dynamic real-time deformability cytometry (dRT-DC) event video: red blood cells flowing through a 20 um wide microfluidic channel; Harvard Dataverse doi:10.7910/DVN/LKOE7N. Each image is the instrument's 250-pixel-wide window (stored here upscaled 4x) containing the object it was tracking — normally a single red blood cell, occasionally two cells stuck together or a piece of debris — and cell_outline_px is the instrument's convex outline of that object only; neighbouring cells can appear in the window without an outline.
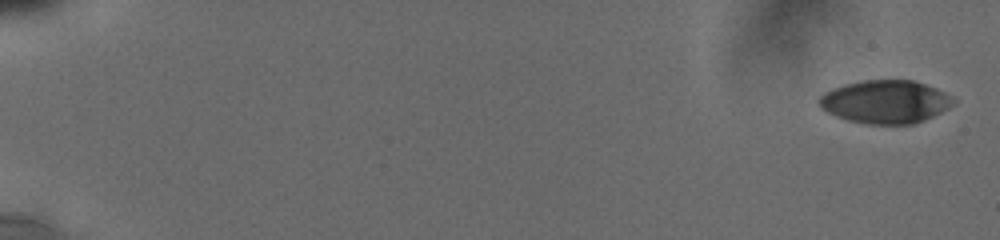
{"species": "human", "species_latin": "Homo sapiens", "temperature_condition": "cold", "stored_images_in_passage": 54, "camera_frame_rate_fps": 3000, "um_per_image_px": 0.085, "donor": {"sex": "male"}, "frame": {"image": 1, "passage_image": 1, "time_ms": 0.0, "image_size_px": [1000, 240], "cell_outline_px": [[956, 100], [948, 108], [924, 120], [912, 124], [864, 124], [848, 120], [836, 116], [820, 108], [820, 96], [832, 88], [844, 84], [864, 80], [912, 80], [936, 88], [952, 96]], "centroid_in_image_um": [75.25, 8.65], "position_along_channel_um": 9.7, "area_um2": 33.58}}
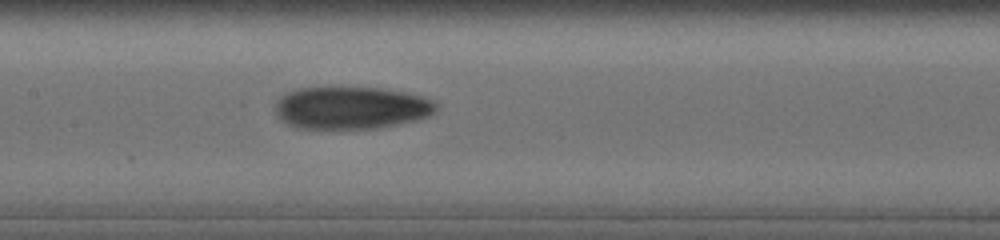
{"frame": {"image": 2, "passage_image": 29, "time_ms": 9.667, "image_size_px": [1000, 240], "cell_outline_px": [[436, 108], [428, 116], [416, 120], [376, 128], [296, 128], [280, 120], [276, 112], [276, 100], [280, 96], [288, 92], [300, 88], [380, 88], [404, 92], [420, 96], [432, 100], [436, 104]], "centroid_in_image_um": [29.81, 9.17], "position_along_channel_um": 177.6, "area_um2": 39.36}}
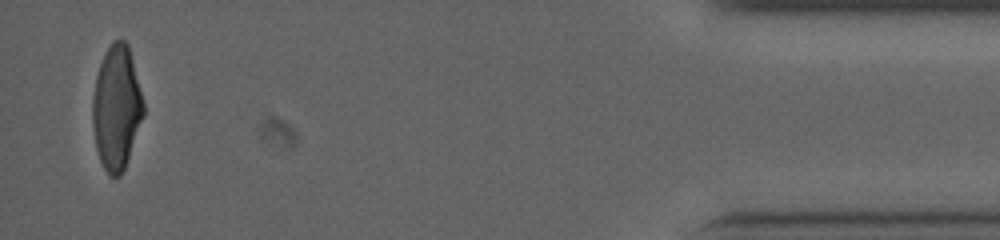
{"frame": {"image": 3, "passage_image": 54, "time_ms": 18.0, "image_size_px": [1000, 240], "cell_outline_px": [[144, 116], [124, 168], [120, 176], [108, 176], [100, 160], [96, 148], [92, 124], [92, 100], [96, 76], [100, 64], [112, 40], [124, 40], [128, 44], [144, 104]], "centroid_in_image_um": [9.89, 9.17], "position_along_channel_um": 425.3, "area_um2": 36.53}, "authors_computed_cell_mechanics": {"area_um2": 37.4833, "velocity_mm_per_s": 3.799, "shape_relaxation_time_tau1_ms": 6.9472, "shape_relaxation_time_tau2_ms": 3.1933, "deformation_change_tau1": 0.207, "deformation_change_tau2": 0.0963}}